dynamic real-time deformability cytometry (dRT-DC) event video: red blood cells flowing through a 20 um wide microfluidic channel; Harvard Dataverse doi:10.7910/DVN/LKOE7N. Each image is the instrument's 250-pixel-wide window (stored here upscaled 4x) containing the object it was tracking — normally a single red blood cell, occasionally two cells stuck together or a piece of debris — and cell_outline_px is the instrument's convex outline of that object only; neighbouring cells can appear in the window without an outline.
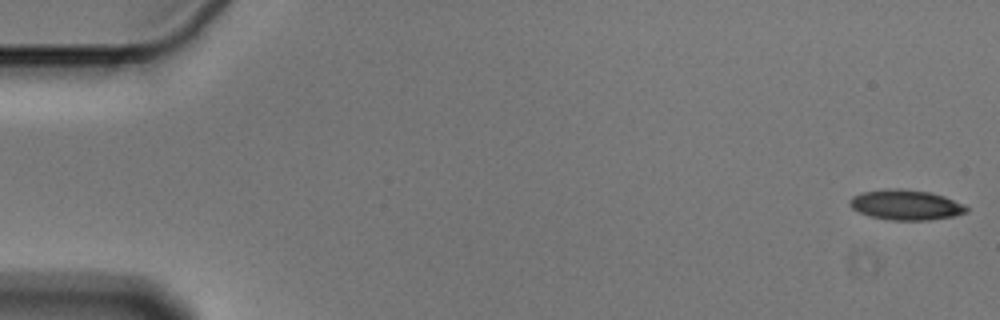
{"species": "Egyptian fruit bat (a non-hibernating species)", "species_latin": "Rousettus aegyptiacus", "temperature_condition": "cold", "stored_images_in_passage": 56, "camera_frame_rate_fps": 3000, "um_per_image_px": 0.085, "animal": {"sex": "male"}, "frame": {"image": 1, "passage_image": 1, "time_ms": 0.0, "image_size_px": [1000, 320], "cell_outline_px": [[968, 212], [952, 216], [928, 220], [892, 220], [868, 216], [852, 208], [848, 204], [848, 200], [852, 196], [860, 192], [892, 188], [900, 188], [928, 192], [944, 196], [964, 204], [968, 208]], "centroid_in_image_um": [76.96, 17.41], "position_along_channel_um": 8.0, "area_um2": 20.58}}
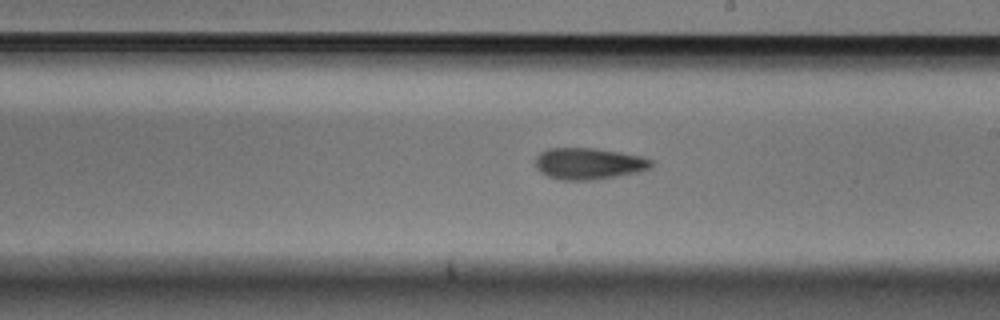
{"frame": {"image": 2, "passage_image": 32, "time_ms": 10.333, "image_size_px": [1000, 320], "cell_outline_px": [[652, 168], [640, 172], [592, 180], [560, 180], [548, 176], [540, 172], [536, 168], [536, 156], [540, 152], [548, 148], [592, 148], [620, 152], [644, 156], [652, 160]], "centroid_in_image_um": [50.06, 13.91], "position_along_channel_um": 238.9, "area_um2": 21.44}}
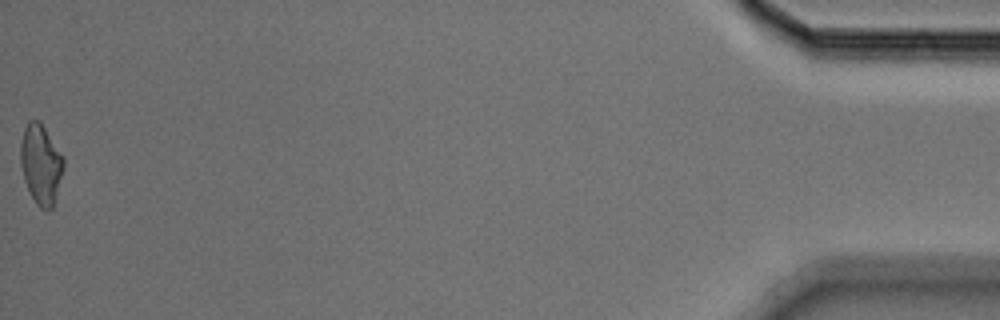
{"frame": {"image": 3, "passage_image": 56, "time_ms": 18.333, "image_size_px": [1000, 320], "cell_outline_px": [[64, 168], [52, 208], [48, 212], [40, 208], [36, 204], [24, 180], [20, 164], [20, 144], [24, 128], [28, 120], [40, 120], [64, 156]], "centroid_in_image_um": [3.47, 13.93], "position_along_channel_um": 431.7, "area_um2": 20.23}, "authors_computed_cell_mechanics": {"area_um2": 20.5479, "velocity_mm_per_s": 3.5945, "shape_relaxation_time_tau1_ms": 3.5835, "shape_relaxation_time_tau2_ms": 3.846, "deformation_change_tau1": 0.1205, "deformation_change_tau2": 0.1264}}